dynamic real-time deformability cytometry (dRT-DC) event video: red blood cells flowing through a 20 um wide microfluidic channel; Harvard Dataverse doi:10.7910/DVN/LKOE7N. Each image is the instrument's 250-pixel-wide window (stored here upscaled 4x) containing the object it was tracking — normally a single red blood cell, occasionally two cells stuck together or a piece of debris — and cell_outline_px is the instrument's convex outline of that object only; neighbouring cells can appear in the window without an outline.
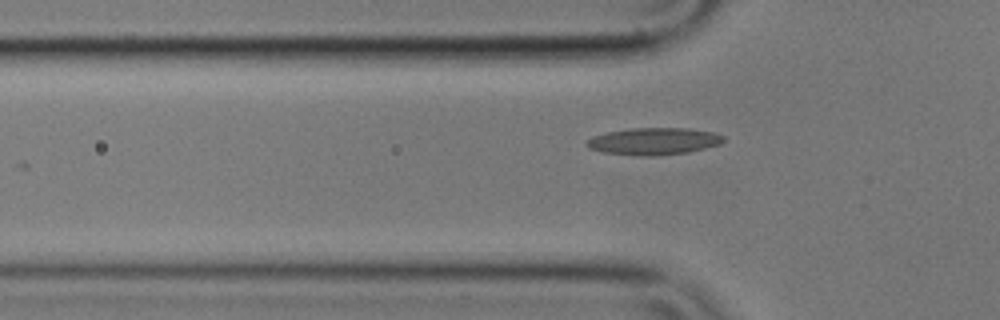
{"species": "common noctule bat (a hibernating species)", "species_latin": "Nyctalus noctula", "temperature_condition": "cold", "stored_images_in_passage": 36, "camera_frame_rate_fps": 3000, "um_per_image_px": 0.085, "animal": {"sex": "male", "body_mass_g": 17.9}, "frame": {"image": 1, "passage_image": 5, "time_ms": 1.333, "image_size_px": [1000, 320], "cell_outline_px": [[724, 140], [720, 144], [688, 152], [652, 156], [604, 152], [588, 148], [584, 144], [592, 136], [608, 132], [632, 128], [688, 128], [716, 132], [724, 136]], "centroid_in_image_um": [55.59, 11.99], "position_along_channel_um": 70.2, "area_um2": 21.39}}
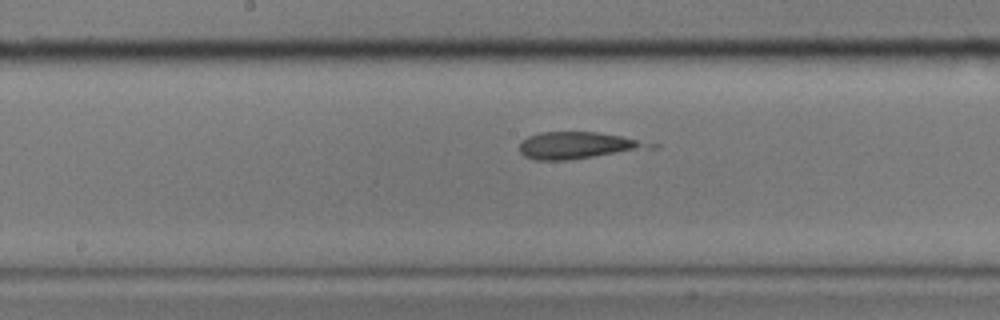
{"frame": {"image": 2, "passage_image": 16, "time_ms": 5.0, "image_size_px": [1000, 320], "cell_outline_px": [[660, 148], [568, 160], [536, 160], [524, 156], [520, 152], [520, 140], [528, 136], [540, 132], [596, 132], [620, 136], [660, 144]], "centroid_in_image_um": [49.2, 12.36], "position_along_channel_um": 199.0, "area_um2": 20.81}}
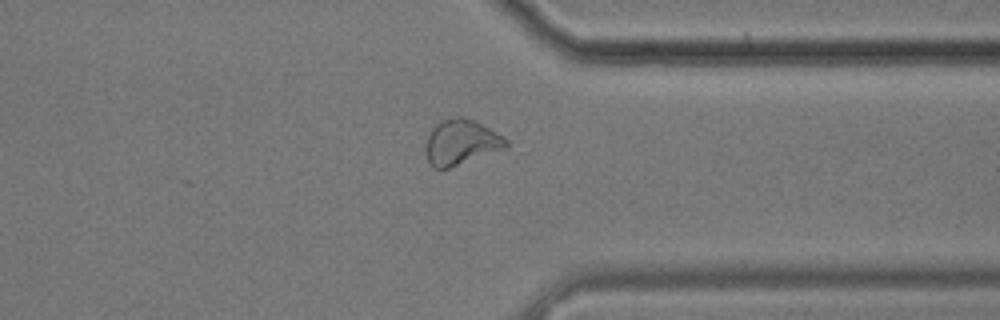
{"frame": {"image": 3, "passage_image": 31, "time_ms": 10.0, "image_size_px": [1000, 320], "cell_outline_px": [[508, 148], [440, 172], [432, 168], [428, 160], [424, 148], [428, 136], [432, 128], [440, 120], [456, 116], [464, 116], [488, 128], [508, 140]], "centroid_in_image_um": [39.16, 12.14], "position_along_channel_um": 372.2, "area_um2": 21.68}, "authors_computed_cell_mechanics": {"area_um2": 20.23, "velocity_mm_per_s": 3.5134, "shape_relaxation_time_tau1_ms": null, "shape_relaxation_time_tau2_ms": 1.8269, "deformation_change_tau1": null, "deformation_change_tau2": 0.0802}}